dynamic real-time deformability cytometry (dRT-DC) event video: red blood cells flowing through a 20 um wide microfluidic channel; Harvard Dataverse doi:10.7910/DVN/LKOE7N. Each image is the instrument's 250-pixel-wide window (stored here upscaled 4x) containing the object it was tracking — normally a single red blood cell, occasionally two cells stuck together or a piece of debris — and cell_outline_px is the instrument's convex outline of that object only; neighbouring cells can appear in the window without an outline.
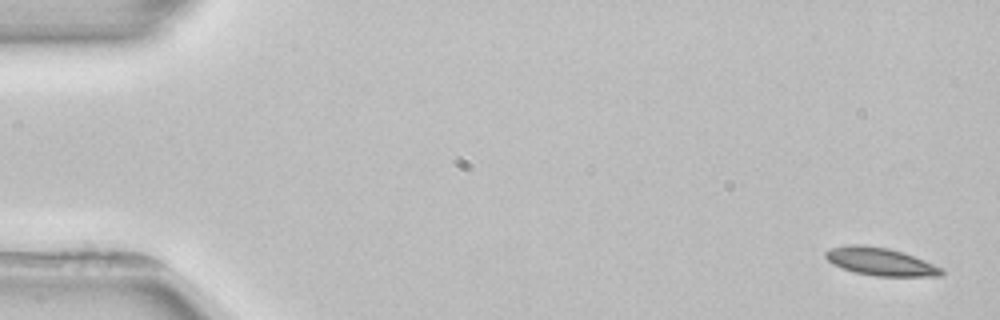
{"species": "common noctule bat (a hibernating species)", "species_latin": "Nyctalus noctula", "temperature_condition": "room temperature", "stored_images_in_passage": 4, "camera_frame_rate_fps": 3000, "um_per_image_px": 0.085, "animal": {"sex": "female", "body_mass_g": 22.7, "forearm_length_mm": 54.2}, "frame": {"image": 1, "passage_image": 1, "time_ms": 0.0, "image_size_px": [1000, 320], "cell_outline_px": [[944, 272], [940, 276], [876, 276], [856, 272], [832, 264], [824, 256], [824, 252], [832, 248], [848, 244], [864, 244], [888, 248], [904, 252], [944, 268]], "centroid_in_image_um": [74.85, 22.22], "position_along_channel_um": 10.2, "area_um2": 18.84}}
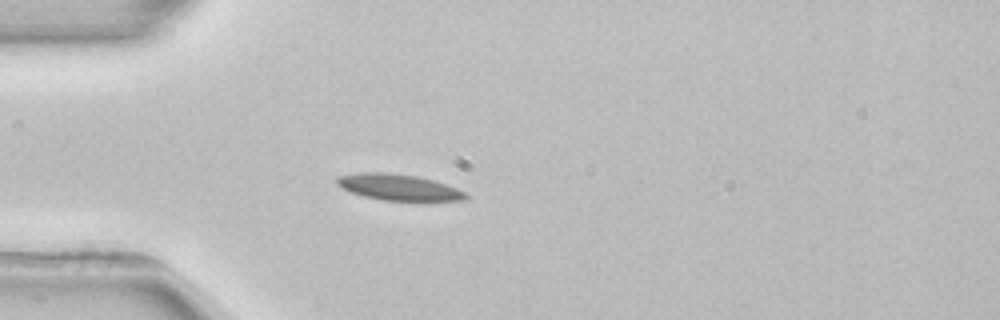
{"frame": {"image": 2, "passage_image": 4, "time_ms": 4.333, "image_size_px": [1000, 320], "cell_outline_px": [[468, 200], [384, 200], [364, 196], [340, 188], [336, 184], [336, 176], [360, 172], [384, 172], [416, 176], [432, 180], [456, 188], [464, 192], [468, 196]], "centroid_in_image_um": [33.81, 15.9], "position_along_channel_um": 51.2, "area_um2": 19.36}}